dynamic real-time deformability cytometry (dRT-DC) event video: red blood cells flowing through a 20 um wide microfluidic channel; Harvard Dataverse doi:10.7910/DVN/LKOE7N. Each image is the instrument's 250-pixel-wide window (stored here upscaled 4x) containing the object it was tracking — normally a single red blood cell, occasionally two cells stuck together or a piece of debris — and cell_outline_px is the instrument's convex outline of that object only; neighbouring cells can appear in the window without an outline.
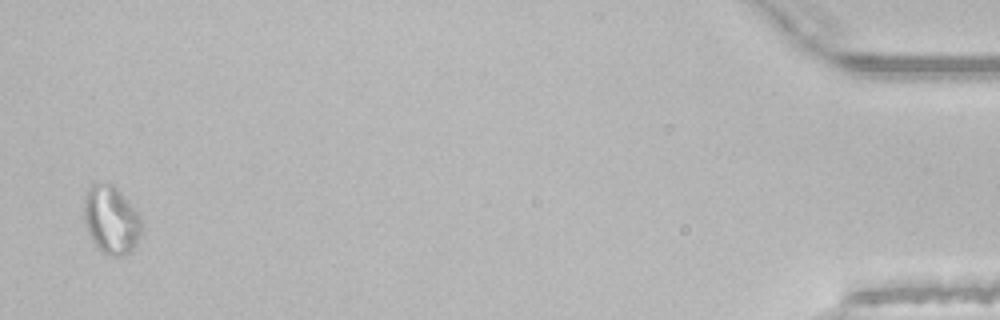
{"species": "common noctule bat (a hibernating species)", "species_latin": "Nyctalus noctula", "temperature_condition": "room temperature", "stored_images_in_passage": 52, "segment_of_instrument_passage": [2, 2], "camera_frame_rate_fps": 3000, "um_per_image_px": 0.085, "animal": {"sex": "male", "body_mass_g": 21.5, "forearm_length_mm": 52.0}, "frame": {"image": 1, "passage_image": 51, "time_ms": 16.667, "image_size_px": [1000, 320], "cell_outline_px": [[144, 220], [140, 236], [132, 248], [124, 256], [108, 256], [100, 252], [96, 248], [88, 232], [84, 220], [84, 204], [88, 192], [92, 184], [112, 184], [140, 212]], "centroid_in_image_um": [9.49, 18.73], "position_along_channel_um": 425.7, "area_um2": 23.0}}